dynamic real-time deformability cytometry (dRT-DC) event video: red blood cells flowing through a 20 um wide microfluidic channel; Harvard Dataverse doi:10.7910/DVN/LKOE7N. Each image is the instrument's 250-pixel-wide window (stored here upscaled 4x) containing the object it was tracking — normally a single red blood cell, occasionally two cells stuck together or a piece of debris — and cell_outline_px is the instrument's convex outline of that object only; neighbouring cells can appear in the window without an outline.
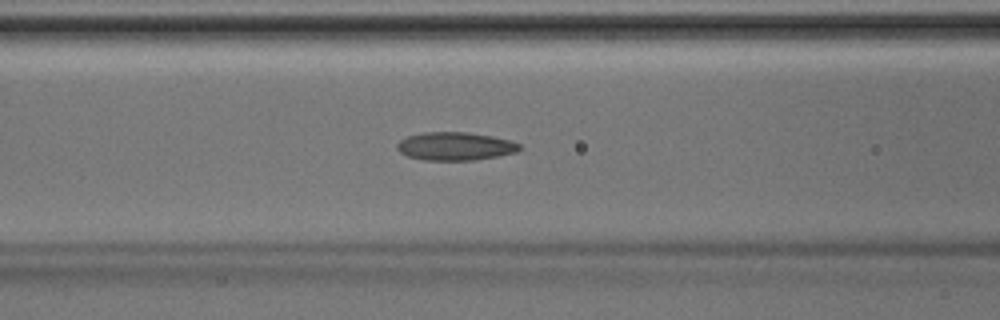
{"species": "Egyptian fruit bat (a non-hibernating species)", "species_latin": "Rousettus aegyptiacus", "temperature_condition": "room temperature", "stored_images_in_passage": 40, "camera_frame_rate_fps": 3000, "um_per_image_px": 0.085, "animal": {"sex": "male"}, "frame": {"image": 1, "passage_image": 17, "time_ms": 5.333, "image_size_px": [1000, 320], "cell_outline_px": [[520, 148], [516, 152], [476, 160], [424, 160], [408, 156], [400, 152], [396, 148], [396, 144], [400, 140], [408, 136], [424, 132], [468, 132], [492, 136], [508, 140], [520, 144]], "centroid_in_image_um": [38.66, 12.43], "position_along_channel_um": 127.9, "area_um2": 20.0}}
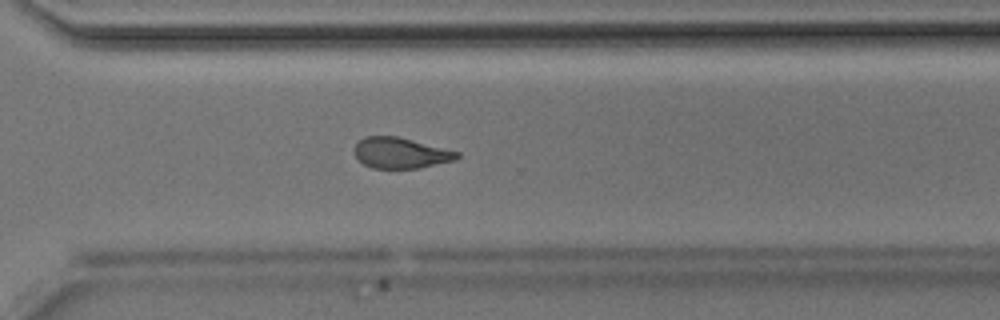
{"frame": {"image": 2, "passage_image": 31, "time_ms": 10.0, "image_size_px": [1000, 320], "cell_outline_px": [[460, 156], [456, 160], [420, 168], [372, 168], [364, 164], [352, 152], [356, 140], [364, 136], [396, 136], [460, 152]], "centroid_in_image_um": [34.02, 13.0], "position_along_channel_um": 336.6, "area_um2": 18.55}}
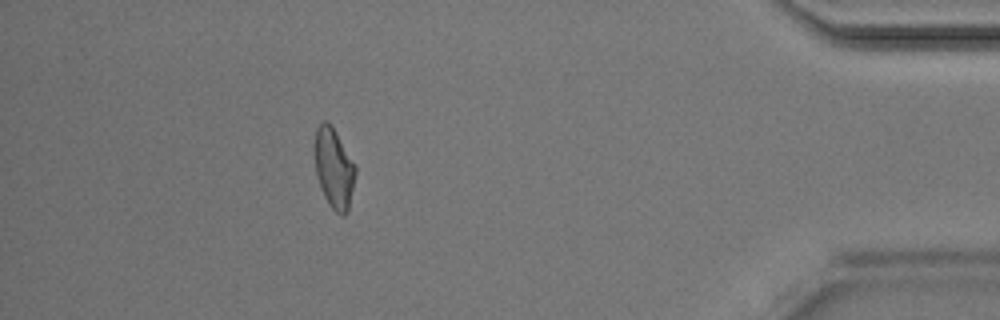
{"frame": {"image": 3, "passage_image": 39, "time_ms": 12.667, "image_size_px": [1000, 320], "cell_outline_px": [[356, 172], [348, 212], [344, 216], [340, 216], [328, 204], [324, 196], [316, 176], [312, 148], [316, 128], [324, 120], [328, 120], [332, 124], [356, 164]], "centroid_in_image_um": [28.36, 14.25], "position_along_channel_um": 406.8, "area_um2": 19.83}}